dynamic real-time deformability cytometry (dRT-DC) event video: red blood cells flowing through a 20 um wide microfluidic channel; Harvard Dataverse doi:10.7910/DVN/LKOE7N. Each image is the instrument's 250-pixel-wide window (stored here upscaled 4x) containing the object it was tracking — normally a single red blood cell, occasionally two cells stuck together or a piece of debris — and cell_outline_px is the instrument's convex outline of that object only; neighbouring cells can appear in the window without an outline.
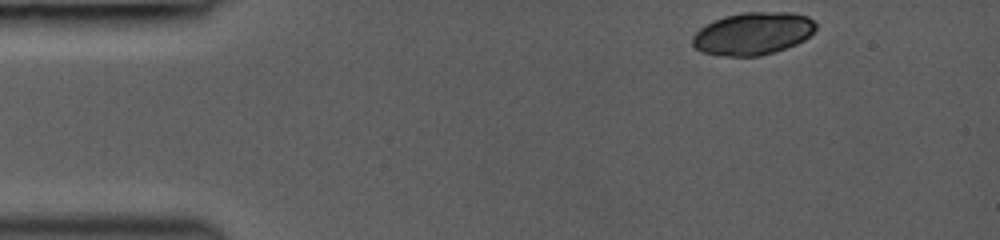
{"species": "common noctule bat (a hibernating species)", "species_latin": "Nyctalus noctula", "temperature_condition": "room temperature", "stored_images_in_passage": 39, "camera_frame_rate_fps": 3000, "um_per_image_px": 0.085, "animal": {"sex": "female", "body_mass_g": 19.0, "forearm_length_mm": 53.3}, "frame": {"image": 1, "passage_image": 1, "time_ms": 0.0, "image_size_px": [1000, 240], "cell_outline_px": [[816, 28], [804, 40], [796, 44], [776, 52], [760, 56], [720, 56], [700, 52], [692, 44], [692, 36], [704, 24], [712, 20], [724, 16], [744, 12], [792, 12], [808, 16], [816, 24]], "centroid_in_image_um": [63.97, 2.85], "position_along_channel_um": 21.0, "area_um2": 30.92}}